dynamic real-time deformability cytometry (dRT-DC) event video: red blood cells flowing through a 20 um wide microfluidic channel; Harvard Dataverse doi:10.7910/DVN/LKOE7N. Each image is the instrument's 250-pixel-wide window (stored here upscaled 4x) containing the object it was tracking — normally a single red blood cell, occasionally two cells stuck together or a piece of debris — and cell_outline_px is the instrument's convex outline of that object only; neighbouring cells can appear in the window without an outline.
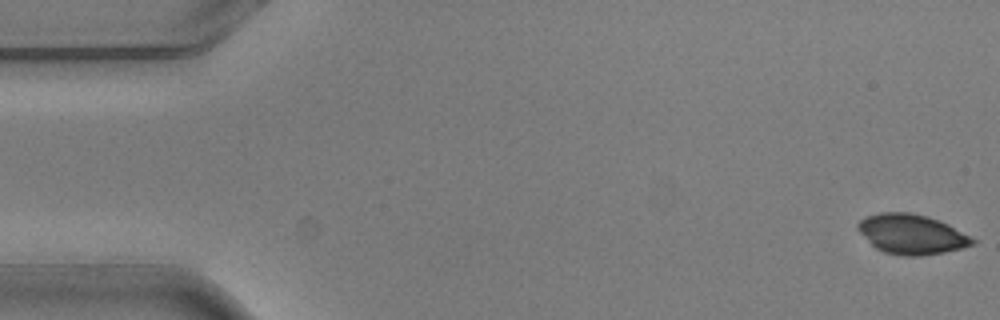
{"species": "common noctule bat (a hibernating species)", "species_latin": "Nyctalus noctula", "temperature_condition": "warm", "stored_images_in_passage": 5, "segment_of_instrument_passage": [1, 2], "camera_frame_rate_fps": 3000, "um_per_image_px": 0.085, "animal": {"sex": "male", "body_mass_g": 20.5, "forearm_length_mm": 52.5}, "frame": {"image": 1, "passage_image": 1, "time_ms": 0.0, "image_size_px": [1000, 320], "cell_outline_px": [[976, 244], [944, 252], [920, 256], [904, 256], [884, 252], [876, 248], [856, 228], [856, 224], [864, 216], [880, 212], [912, 212], [928, 216], [940, 220], [948, 224], [976, 240]], "centroid_in_image_um": [77.47, 19.89], "position_along_channel_um": 7.5, "area_um2": 26.65}}
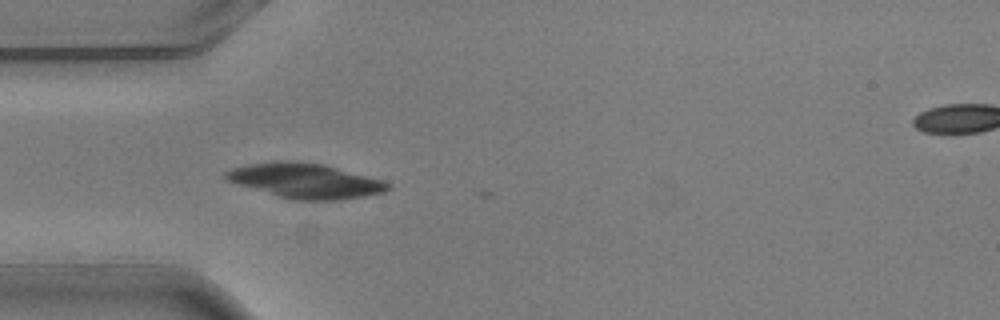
{"frame": {"image": 2, "passage_image": 4, "time_ms": 1.0, "image_size_px": [1000, 320], "cell_outline_px": [[392, 188], [384, 192], [364, 196], [340, 200], [292, 200], [236, 184], [224, 180], [224, 172], [232, 168], [248, 164], [272, 160], [296, 160], [324, 164], [384, 180], [392, 184]], "centroid_in_image_um": [25.94, 15.35], "position_along_channel_um": 59.1, "area_um2": 33.47}}